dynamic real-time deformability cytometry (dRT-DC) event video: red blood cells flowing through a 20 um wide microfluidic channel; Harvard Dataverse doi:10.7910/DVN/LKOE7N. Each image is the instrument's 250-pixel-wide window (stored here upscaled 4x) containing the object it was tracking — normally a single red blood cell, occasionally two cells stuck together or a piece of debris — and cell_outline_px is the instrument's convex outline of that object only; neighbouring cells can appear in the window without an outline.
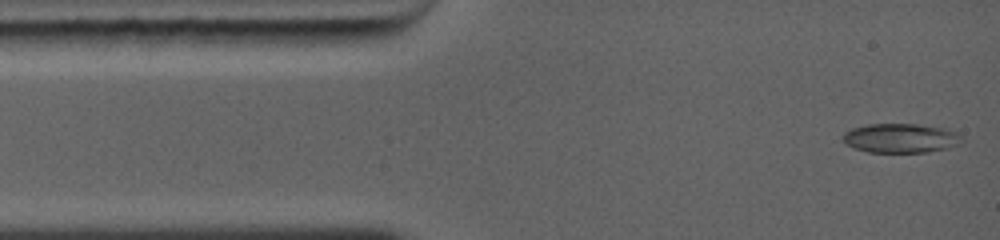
{"species": "common noctule bat (a hibernating species)", "species_latin": "Nyctalus noctula", "temperature_condition": "warm", "stored_images_in_passage": 35, "camera_frame_rate_fps": 5000, "um_per_image_px": 0.085, "animal": {"sex": "female", "body_mass_g": 19.0, "forearm_length_mm": 56.7}, "frame": {"image": 1, "passage_image": 1, "time_ms": 0.0, "image_size_px": [1000, 240], "cell_outline_px": [[964, 140], [960, 144], [948, 148], [928, 152], [868, 152], [852, 148], [844, 144], [840, 140], [840, 136], [844, 132], [852, 128], [868, 124], [916, 124], [948, 128], [956, 132]], "centroid_in_image_um": [76.52, 11.74], "position_along_channel_um": 8.5, "area_um2": 20.75}}
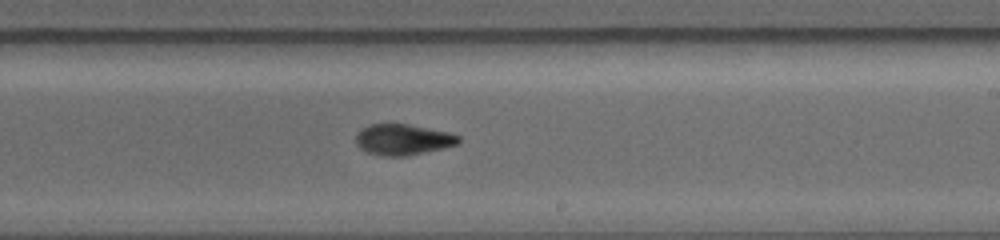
{"frame": {"image": 2, "passage_image": 16, "time_ms": 7.0, "image_size_px": [1000, 240], "cell_outline_px": [[460, 140], [456, 144], [440, 148], [404, 156], [380, 156], [368, 152], [360, 148], [356, 144], [356, 136], [364, 128], [372, 124], [404, 124], [444, 132], [460, 136]], "centroid_in_image_um": [34.19, 11.88], "position_along_channel_um": 254.8, "area_um2": 17.74}}
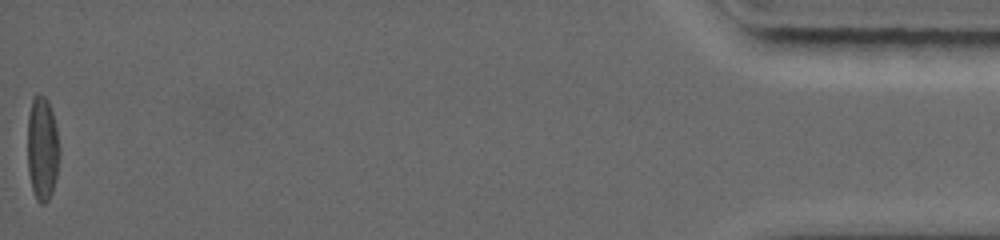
{"frame": {"image": 3, "passage_image": 35, "time_ms": 14.2, "image_size_px": [1000, 240], "cell_outline_px": [[60, 152], [56, 176], [52, 192], [48, 200], [44, 204], [40, 204], [36, 200], [32, 188], [28, 172], [28, 116], [32, 100], [36, 96], [44, 96], [48, 104], [56, 128], [60, 148]], "centroid_in_image_um": [3.59, 12.71], "position_along_channel_um": 431.6, "area_um2": 19.02}, "authors_computed_cell_mechanics": {"area_um2": 18.0914, "velocity_mm_per_s": 4.4279, "shape_relaxation_time_tau1_ms": 9.217, "shape_relaxation_time_tau2_ms": 8.4795, "deformation_change_tau1": 0.2249, "deformation_change_tau2": 0.1626}}